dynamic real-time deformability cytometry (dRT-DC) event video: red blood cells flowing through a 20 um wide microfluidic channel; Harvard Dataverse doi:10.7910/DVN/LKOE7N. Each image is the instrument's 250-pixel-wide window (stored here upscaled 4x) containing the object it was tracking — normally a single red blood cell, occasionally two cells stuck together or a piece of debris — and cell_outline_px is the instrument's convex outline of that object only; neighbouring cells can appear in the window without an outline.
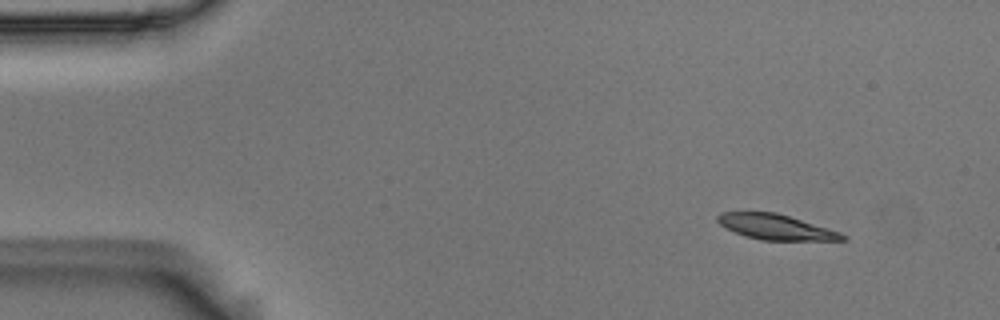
{"species": "Egyptian fruit bat (a non-hibernating species)", "species_latin": "Rousettus aegyptiacus", "temperature_condition": "room temperature", "stored_images_in_passage": 5, "camera_frame_rate_fps": 3000, "um_per_image_px": 0.085, "animal": {"sex": "male"}, "frame": {"image": 1, "passage_image": 1, "time_ms": 0.0, "image_size_px": [1000, 320], "cell_outline_px": [[848, 240], [760, 240], [724, 228], [716, 220], [716, 216], [720, 212], [776, 212], [840, 232], [848, 236]], "centroid_in_image_um": [65.93, 19.29], "position_along_channel_um": 19.1, "area_um2": 18.26}}
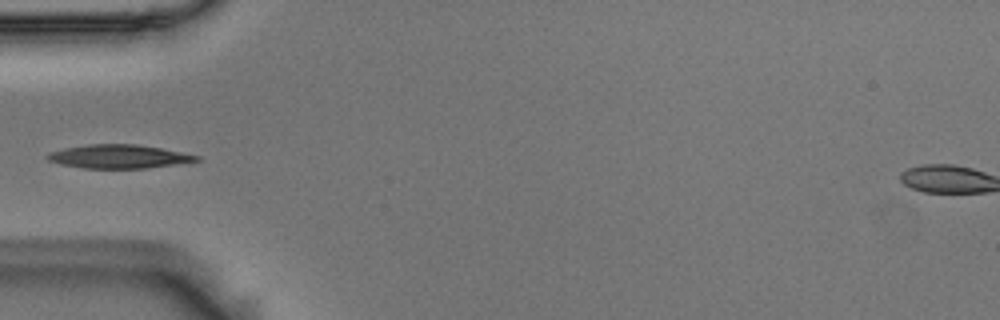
{"frame": {"image": 2, "passage_image": 4, "time_ms": 1.0, "image_size_px": [1000, 320], "cell_outline_px": [[200, 160], [144, 168], [84, 168], [60, 164], [48, 160], [44, 156], [48, 152], [64, 148], [88, 144], [136, 144], [160, 148], [200, 156]], "centroid_in_image_um": [10.01, 13.29], "position_along_channel_um": 75.0, "area_um2": 20.29}}
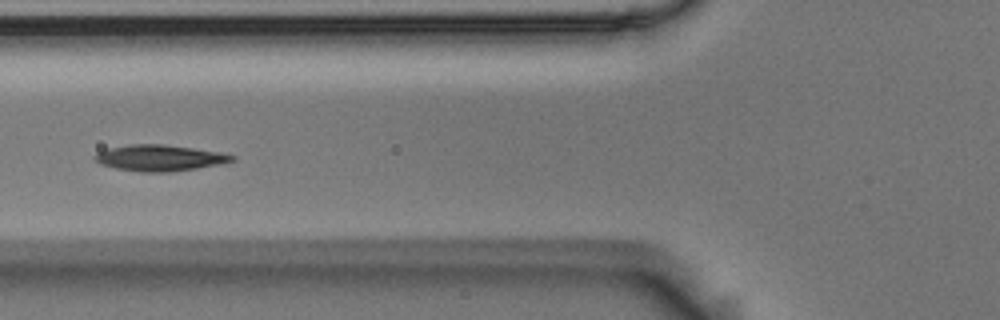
{"frame": {"image": 3, "passage_image": 5, "time_ms": 1.333, "image_size_px": [1000, 320], "cell_outline_px": [[236, 160], [224, 164], [172, 172], [140, 172], [116, 168], [100, 164], [92, 160], [92, 156], [108, 148], [128, 144], [164, 144], [220, 152], [236, 156]], "centroid_in_image_um": [13.58, 13.43], "position_along_channel_um": 112.2, "area_um2": 21.15}}